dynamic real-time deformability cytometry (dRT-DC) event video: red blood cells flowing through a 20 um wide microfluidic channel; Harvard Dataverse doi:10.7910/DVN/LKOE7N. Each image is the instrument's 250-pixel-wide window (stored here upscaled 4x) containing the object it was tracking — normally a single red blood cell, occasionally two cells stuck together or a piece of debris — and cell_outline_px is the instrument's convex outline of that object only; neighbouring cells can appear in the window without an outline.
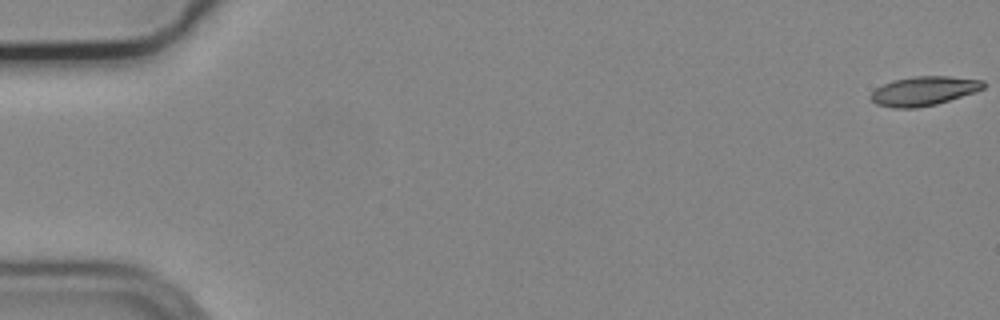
{"species": "common noctule bat (a hibernating species)", "species_latin": "Nyctalus noctula", "temperature_condition": "cold", "stored_images_in_passage": 56, "camera_frame_rate_fps": 3000, "um_per_image_px": 0.085, "animal": {"sex": "male", "body_mass_g": 19.2, "forearm_length_mm": 51.8}, "frame": {"image": 1, "passage_image": 1, "time_ms": 0.0, "image_size_px": [1000, 320], "cell_outline_px": [[984, 88], [976, 92], [936, 104], [916, 108], [892, 108], [876, 104], [868, 96], [876, 88], [892, 80], [912, 76], [948, 76], [984, 80]], "centroid_in_image_um": [78.51, 7.73], "position_along_channel_um": 6.5, "area_um2": 19.25}}
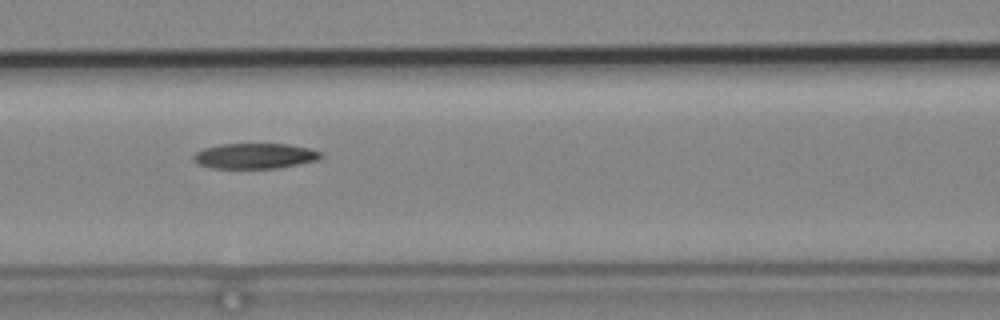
{"frame": {"image": 2, "passage_image": 25, "time_ms": 8.0, "image_size_px": [1000, 320], "cell_outline_px": [[324, 156], [316, 160], [276, 168], [212, 168], [200, 164], [192, 160], [192, 156], [196, 152], [204, 148], [220, 144], [288, 144], [308, 148], [320, 152]], "centroid_in_image_um": [21.62, 13.25], "position_along_channel_um": 145.0, "area_um2": 18.67}}
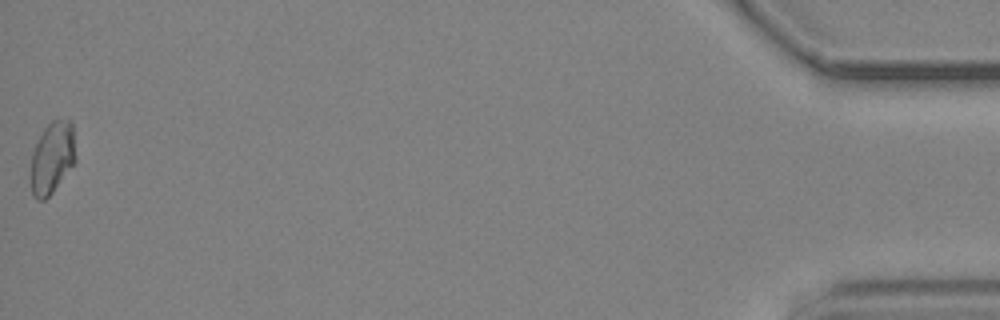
{"frame": {"image": 3, "passage_image": 56, "time_ms": 18.333, "image_size_px": [1000, 320], "cell_outline_px": [[76, 160], [52, 192], [44, 200], [36, 200], [32, 192], [28, 176], [32, 152], [44, 128], [56, 116], [60, 116], [72, 120], [76, 156]], "centroid_in_image_um": [4.42, 13.36], "position_along_channel_um": 430.8, "area_um2": 19.36}, "authors_computed_cell_mechanics": {"area_um2": 19.1896, "velocity_mm_per_s": 3.7271, "shape_relaxation_time_tau1_ms": 7.2559, "shape_relaxation_time_tau2_ms": null, "deformation_change_tau1": 0.1598, "deformation_change_tau2": null}}